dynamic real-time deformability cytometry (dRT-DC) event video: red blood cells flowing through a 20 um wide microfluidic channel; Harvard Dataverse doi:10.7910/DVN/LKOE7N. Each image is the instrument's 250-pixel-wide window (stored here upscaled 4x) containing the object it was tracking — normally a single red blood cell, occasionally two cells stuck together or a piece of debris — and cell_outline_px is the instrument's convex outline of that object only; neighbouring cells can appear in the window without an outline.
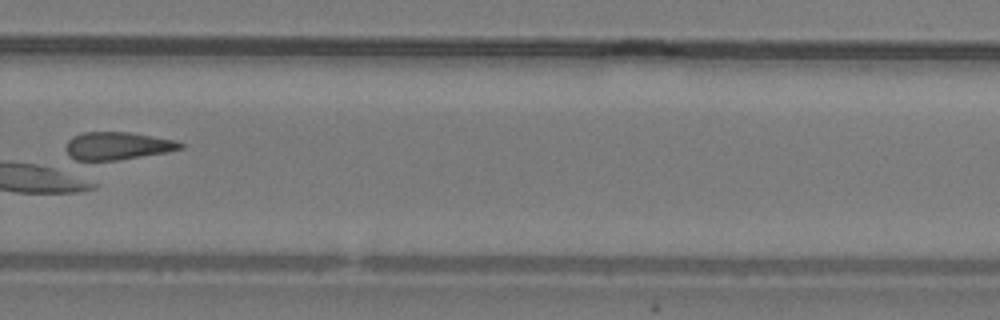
{"species": "common noctule bat (a hibernating species)", "species_latin": "Nyctalus noctula", "temperature_condition": "warm", "stored_images_in_passage": 26, "camera_frame_rate_fps": 3000, "um_per_image_px": 0.085, "animal": {"sex": "male", "body_mass_g": 19.2, "forearm_length_mm": 51.8}, "frame": {"image": 1, "passage_image": 19, "time_ms": 6.0, "image_size_px": [1000, 320], "cell_outline_px": [[184, 148], [168, 152], [120, 160], [76, 160], [68, 156], [64, 148], [68, 140], [72, 136], [84, 132], [132, 132], [176, 140], [184, 144]], "centroid_in_image_um": [9.99, 12.39], "position_along_channel_um": 319.8, "area_um2": 18.84}}